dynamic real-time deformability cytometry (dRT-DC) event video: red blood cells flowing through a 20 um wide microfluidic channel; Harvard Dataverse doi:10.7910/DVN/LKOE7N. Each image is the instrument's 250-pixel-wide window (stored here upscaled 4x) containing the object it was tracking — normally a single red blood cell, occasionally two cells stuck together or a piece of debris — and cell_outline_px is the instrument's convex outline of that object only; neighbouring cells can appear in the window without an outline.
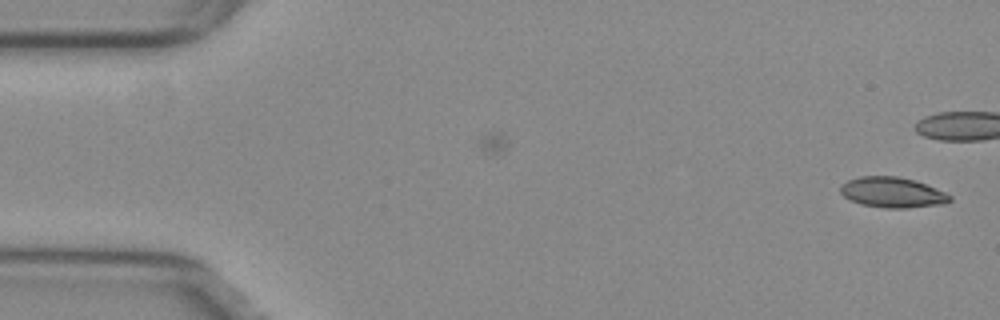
{"species": "common noctule bat (a hibernating species)", "species_latin": "Nyctalus noctula", "temperature_condition": "warm", "stored_images_in_passage": 53, "camera_frame_rate_fps": 3000, "um_per_image_px": 0.085, "animal": {"sex": "female", "body_mass_g": 29.2, "forearm_length_mm": 56.3}, "frame": {"image": 1, "passage_image": 1, "time_ms": 0.0, "image_size_px": [1000, 320], "cell_outline_px": [[952, 200], [944, 204], [908, 208], [884, 208], [860, 204], [844, 196], [840, 192], [840, 184], [848, 180], [860, 176], [896, 176], [916, 180], [944, 192], [952, 196]], "centroid_in_image_um": [75.85, 16.35], "position_along_channel_um": 9.1, "area_um2": 19.48}}
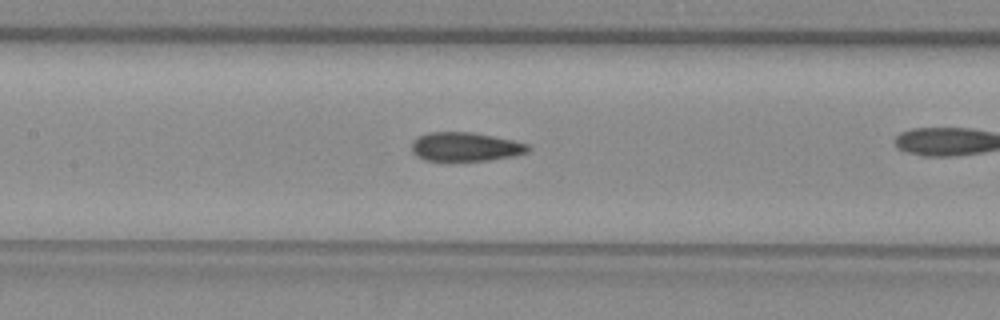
{"frame": {"image": 2, "passage_image": 24, "time_ms": 7.667, "image_size_px": [1000, 320], "cell_outline_px": [[532, 148], [528, 152], [516, 156], [488, 160], [424, 160], [416, 156], [412, 152], [412, 140], [416, 136], [428, 132], [472, 132], [512, 140], [528, 144]], "centroid_in_image_um": [39.55, 12.47], "position_along_channel_um": 167.9, "area_um2": 19.71}}
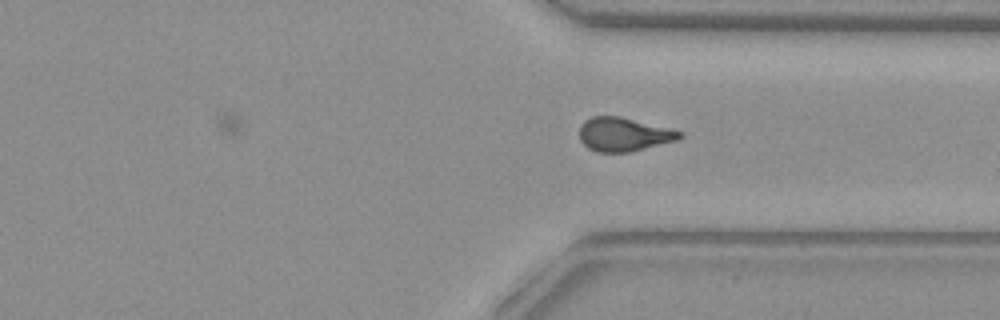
{"frame": {"image": 3, "passage_image": 39, "time_ms": 12.667, "image_size_px": [1000, 320], "cell_outline_px": [[684, 136], [676, 140], [628, 152], [596, 152], [588, 148], [580, 140], [580, 124], [584, 120], [592, 116], [620, 116], [684, 132]], "centroid_in_image_um": [52.98, 11.41], "position_along_channel_um": 358.4, "area_um2": 19.59}, "authors_computed_cell_mechanics": {"area_um2": 19.941, "velocity_mm_per_s": 3.8105, "shape_relaxation_time_tau1_ms": null, "shape_relaxation_time_tau2_ms": 1.7024, "deformation_change_tau1": null, "deformation_change_tau2": 0.0798}}